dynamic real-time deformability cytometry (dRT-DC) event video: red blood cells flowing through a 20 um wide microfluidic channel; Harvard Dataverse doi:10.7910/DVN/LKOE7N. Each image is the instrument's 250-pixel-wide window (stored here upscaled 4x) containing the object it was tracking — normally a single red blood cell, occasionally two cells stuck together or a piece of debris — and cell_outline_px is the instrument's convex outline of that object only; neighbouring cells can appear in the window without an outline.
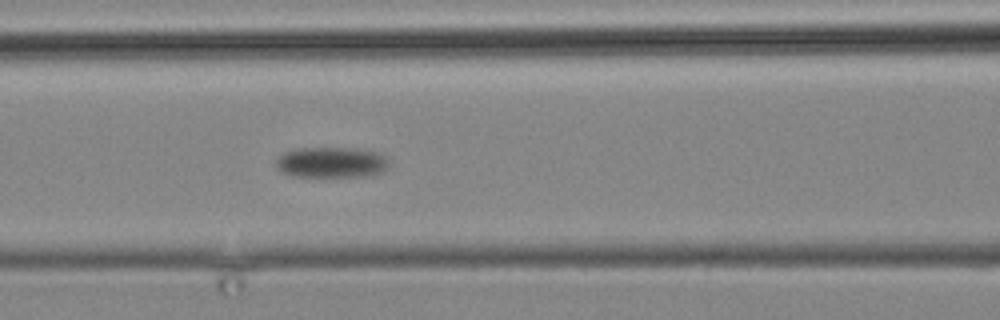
{"species": "common noctule bat (a hibernating species)", "species_latin": "Nyctalus noctula", "temperature_condition": "cold", "stored_images_in_passage": 16, "camera_frame_rate_fps": 3000, "um_per_image_px": 0.085, "animal": {"sex": "male", "body_mass_g": 19.2, "forearm_length_mm": 51.8}, "frame": {"image": 1, "passage_image": 16, "time_ms": 17.333, "image_size_px": [1000, 320], "cell_outline_px": [[388, 168], [380, 172], [360, 176], [292, 176], [280, 172], [276, 168], [276, 160], [284, 152], [300, 148], [356, 148], [376, 152], [384, 156], [388, 160]], "centroid_in_image_um": [28.13, 13.79], "position_along_channel_um": 138.5, "area_um2": 20.06}}